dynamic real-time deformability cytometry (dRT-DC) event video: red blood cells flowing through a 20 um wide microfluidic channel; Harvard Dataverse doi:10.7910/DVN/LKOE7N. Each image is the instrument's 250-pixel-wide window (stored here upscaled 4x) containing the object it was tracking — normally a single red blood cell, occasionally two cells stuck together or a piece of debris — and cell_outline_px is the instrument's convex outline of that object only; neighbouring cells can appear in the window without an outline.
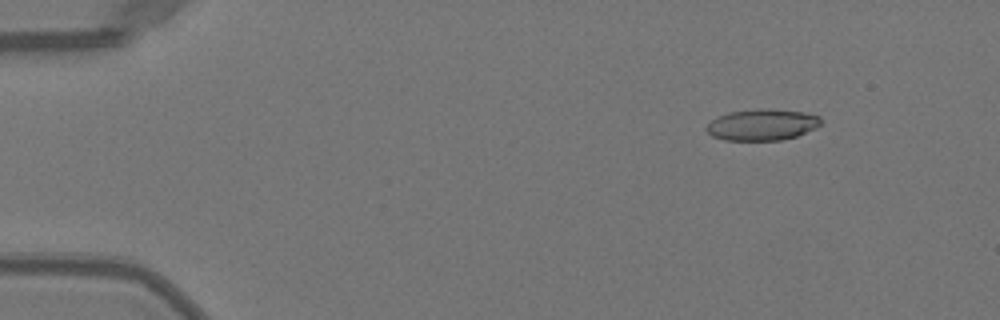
{"species": "Egyptian fruit bat (a non-hibernating species)", "species_latin": "Rousettus aegyptiacus", "temperature_condition": "warm", "stored_images_in_passage": 46, "camera_frame_rate_fps": 3000, "um_per_image_px": 0.085, "animal": {"sex": "female"}, "frame": {"image": 1, "passage_image": 1, "time_ms": 0.0, "image_size_px": [1000, 320], "cell_outline_px": [[820, 124], [816, 128], [796, 136], [780, 140], [724, 140], [712, 136], [704, 128], [716, 116], [728, 112], [760, 108], [768, 108], [804, 112], [820, 116]], "centroid_in_image_um": [64.76, 10.59], "position_along_channel_um": 20.2, "area_um2": 20.98}}
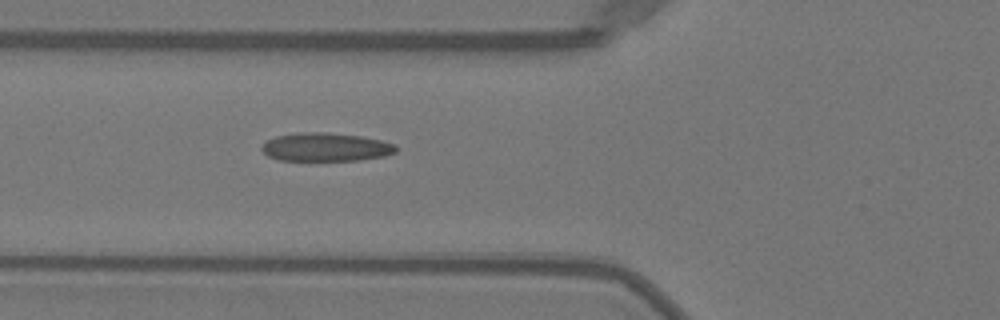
{"frame": {"image": 2, "passage_image": 14, "time_ms": 4.333, "image_size_px": [1000, 320], "cell_outline_px": [[396, 152], [384, 156], [360, 160], [280, 160], [268, 156], [260, 148], [260, 144], [276, 136], [300, 132], [328, 132], [360, 136], [380, 140], [392, 144], [396, 148]], "centroid_in_image_um": [27.64, 12.5], "position_along_channel_um": 98.2, "area_um2": 22.14}}
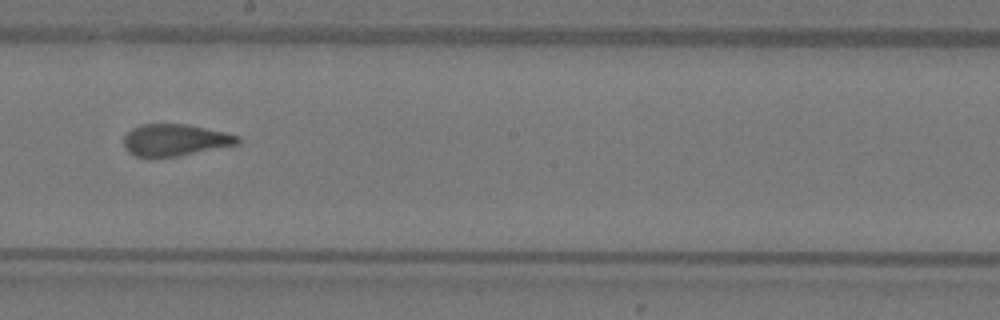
{"frame": {"image": 3, "passage_image": 24, "time_ms": 7.667, "image_size_px": [1000, 320], "cell_outline_px": [[240, 144], [180, 156], [148, 160], [136, 156], [128, 152], [124, 148], [124, 136], [132, 128], [140, 124], [188, 124], [224, 132], [240, 136]], "centroid_in_image_um": [14.85, 11.94], "position_along_channel_um": 233.4, "area_um2": 21.79}, "authors_computed_cell_mechanics": {"area_um2": 21.8484, "velocity_mm_per_s": 4.0448, "shape_relaxation_time_tau1_ms": 5.7505, "shape_relaxation_time_tau2_ms": 0.9313, "deformation_change_tau1": 0.2037, "deformation_change_tau2": 0.0776}}